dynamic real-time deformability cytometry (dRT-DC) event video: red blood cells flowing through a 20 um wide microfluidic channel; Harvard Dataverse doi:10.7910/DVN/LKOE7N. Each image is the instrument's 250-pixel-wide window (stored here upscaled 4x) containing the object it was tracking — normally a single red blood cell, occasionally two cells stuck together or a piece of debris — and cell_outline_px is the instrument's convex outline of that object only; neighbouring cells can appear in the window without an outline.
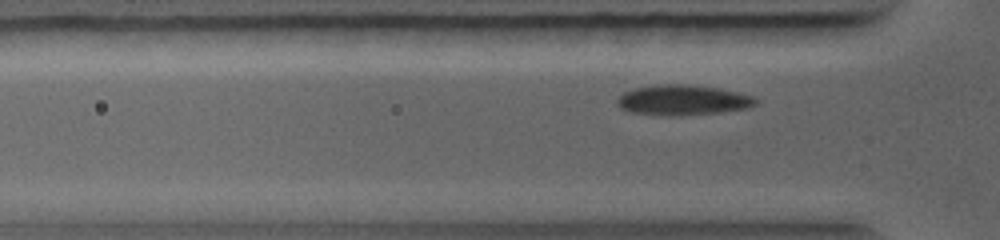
{"species": "common noctule bat (a hibernating species)", "species_latin": "Nyctalus noctula", "temperature_condition": "warm", "stored_images_in_passage": 35, "camera_frame_rate_fps": 5000, "um_per_image_px": 0.085, "animal": {"sex": "female", "body_mass_g": 19.0, "forearm_length_mm": 56.7}, "frame": {"image": 1, "passage_image": 18, "time_ms": 1.8, "image_size_px": [1000, 240], "cell_outline_px": [[756, 104], [748, 108], [720, 112], [680, 116], [668, 116], [628, 112], [620, 108], [616, 104], [616, 100], [624, 92], [636, 88], [656, 84], [688, 84], [720, 88], [756, 96]], "centroid_in_image_um": [58.03, 8.51], "position_along_channel_um": 67.8, "area_um2": 24.74}}
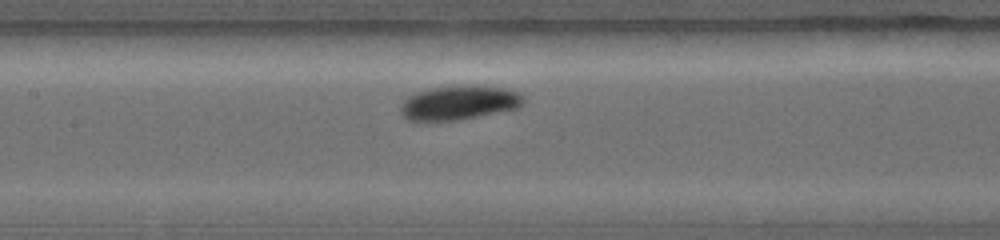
{"frame": {"image": 2, "passage_image": 29, "time_ms": 3.8, "image_size_px": [1000, 240], "cell_outline_px": [[524, 100], [520, 108], [460, 120], [408, 120], [400, 112], [400, 108], [404, 100], [408, 96], [416, 92], [432, 88], [500, 88], [516, 92], [524, 96]], "centroid_in_image_um": [39.0, 8.78], "position_along_channel_um": 168.4, "area_um2": 23.47}}
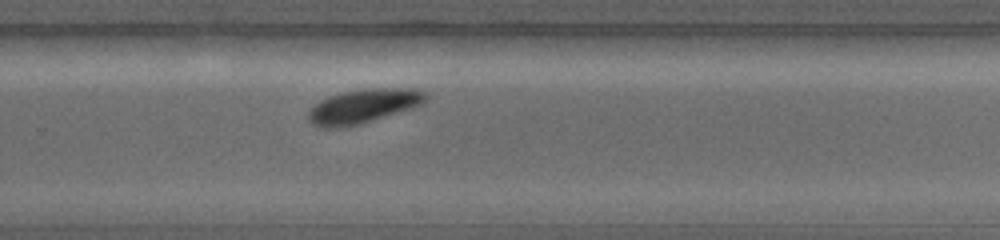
{"frame": {"image": 3, "passage_image": 35, "time_ms": 6.4, "image_size_px": [1000, 240], "cell_outline_px": [[428, 96], [420, 104], [412, 108], [360, 124], [340, 128], [320, 128], [312, 124], [308, 120], [308, 112], [320, 100], [328, 96], [344, 92], [372, 88], [416, 88], [428, 92]], "centroid_in_image_um": [30.88, 9.02], "position_along_channel_um": 298.9, "area_um2": 23.29}}